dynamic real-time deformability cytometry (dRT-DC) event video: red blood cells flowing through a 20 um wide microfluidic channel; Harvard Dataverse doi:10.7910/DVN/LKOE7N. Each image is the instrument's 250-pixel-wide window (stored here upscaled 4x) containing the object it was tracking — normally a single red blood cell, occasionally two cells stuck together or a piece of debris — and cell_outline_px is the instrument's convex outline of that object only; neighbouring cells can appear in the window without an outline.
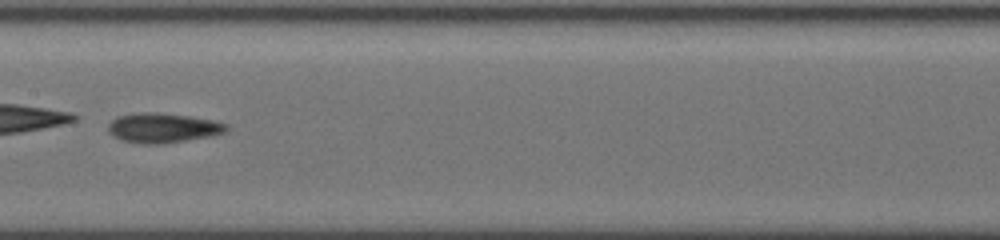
{"species": "common noctule bat (a hibernating species)", "species_latin": "Nyctalus noctula", "temperature_condition": "cold", "stored_images_in_passage": 42, "camera_frame_rate_fps": 3000, "um_per_image_px": 0.085, "animal": {"sex": "female", "body_mass_g": 19.5, "forearm_length_mm": 54.1}, "frame": {"image": 1, "passage_image": 24, "time_ms": 10.0, "image_size_px": [1000, 240], "cell_outline_px": [[232, 128], [228, 132], [212, 136], [188, 140], [160, 144], [140, 144], [120, 140], [108, 132], [108, 124], [112, 120], [120, 116], [188, 116], [212, 120], [228, 124]], "centroid_in_image_um": [13.95, 10.95], "position_along_channel_um": 193.4, "area_um2": 19.48}, "authors_computed_cell_mechanics": {"area_um2": 19.8254, "velocity_mm_per_s": 3.825, "shape_relaxation_time_tau1_ms": 1.2324, "shape_relaxation_time_tau2_ms": 7.9863, "deformation_change_tau1": 0.2576, "deformation_change_tau2": 0.207}}